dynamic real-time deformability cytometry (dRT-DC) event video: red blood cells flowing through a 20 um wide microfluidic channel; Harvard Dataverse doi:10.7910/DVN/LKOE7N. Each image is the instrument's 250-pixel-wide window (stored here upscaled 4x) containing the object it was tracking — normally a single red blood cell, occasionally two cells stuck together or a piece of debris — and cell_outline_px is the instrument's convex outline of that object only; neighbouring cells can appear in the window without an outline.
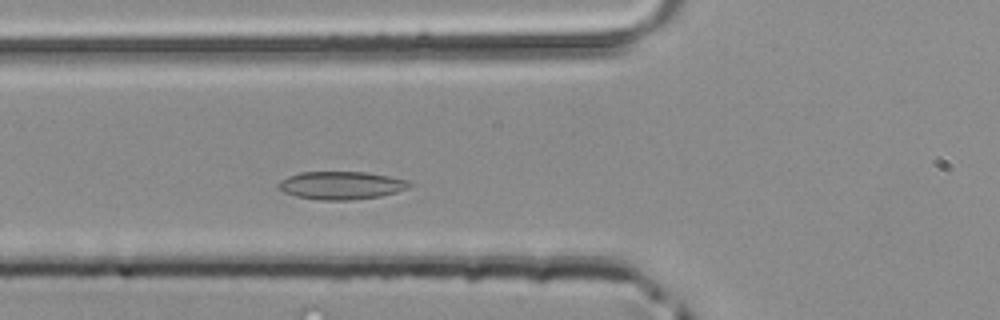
{"species": "common noctule bat (a hibernating species)", "species_latin": "Nyctalus noctula", "temperature_condition": "room temperature", "stored_images_in_passage": 40, "camera_frame_rate_fps": 3000, "um_per_image_px": 0.085, "animal": {"sex": "male", "body_mass_g": 20.4}, "frame": {"image": 1, "passage_image": 10, "time_ms": 3.0, "image_size_px": [1000, 320], "cell_outline_px": [[412, 184], [408, 188], [396, 192], [380, 196], [352, 200], [320, 200], [296, 196], [284, 192], [276, 188], [276, 184], [280, 180], [288, 176], [300, 172], [364, 172], [388, 176], [408, 180]], "centroid_in_image_um": [28.96, 15.76], "position_along_channel_um": 96.8, "area_um2": 21.39}}
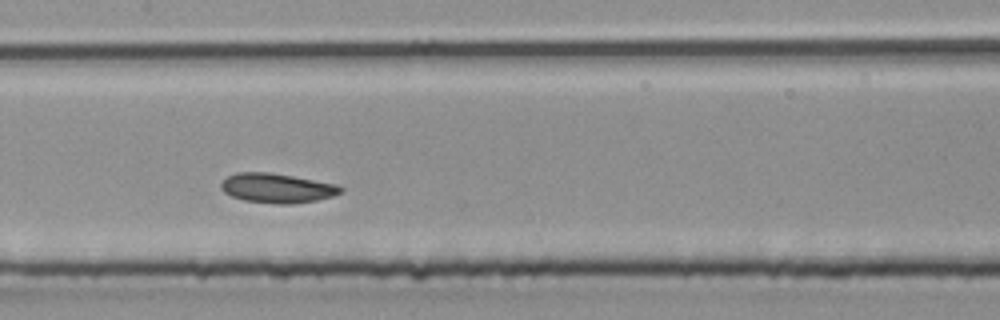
{"frame": {"image": 2, "passage_image": 16, "time_ms": 5.0, "image_size_px": [1000, 320], "cell_outline_px": [[344, 188], [340, 192], [332, 196], [316, 200], [292, 204], [276, 204], [244, 200], [232, 196], [224, 192], [220, 188], [220, 184], [228, 176], [236, 172], [268, 172], [292, 176], [336, 184]], "centroid_in_image_um": [23.52, 15.99], "position_along_channel_um": 183.9, "area_um2": 20.4}}
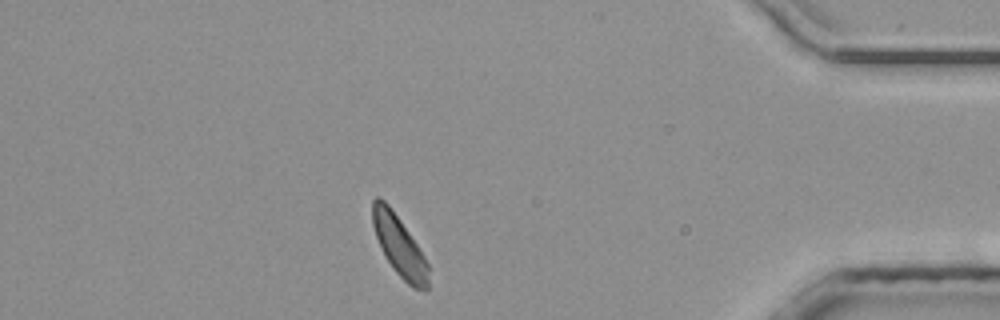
{"frame": {"image": 3, "passage_image": 34, "time_ms": 11.0, "image_size_px": [1000, 320], "cell_outline_px": [[428, 288], [424, 292], [412, 288], [392, 268], [376, 236], [372, 224], [372, 200], [376, 196], [380, 196], [388, 204], [400, 220], [424, 256], [428, 264]], "centroid_in_image_um": [33.94, 20.91], "position_along_channel_um": 401.3, "area_um2": 19.36}}